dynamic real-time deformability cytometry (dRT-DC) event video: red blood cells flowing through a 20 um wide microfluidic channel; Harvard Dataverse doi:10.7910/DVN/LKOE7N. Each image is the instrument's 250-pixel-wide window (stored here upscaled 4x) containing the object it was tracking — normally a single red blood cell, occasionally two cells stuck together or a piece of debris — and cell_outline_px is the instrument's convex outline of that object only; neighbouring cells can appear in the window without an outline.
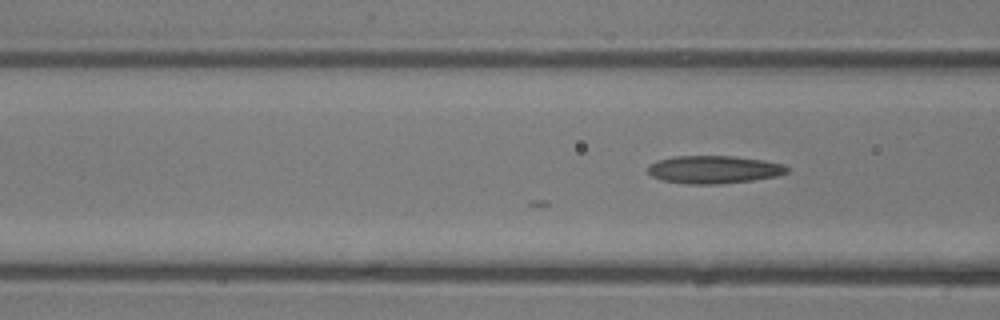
{"species": "common noctule bat (a hibernating species)", "species_latin": "Nyctalus noctula", "temperature_condition": "room temperature", "stored_images_in_passage": 17, "camera_frame_rate_fps": 3000, "um_per_image_px": 0.085, "animal": {"sex": "male", "body_mass_g": 13.3}, "frame": {"image": 1, "passage_image": 3, "time_ms": 0.667, "image_size_px": [1000, 320], "cell_outline_px": [[788, 172], [776, 176], [752, 180], [720, 184], [688, 184], [660, 180], [652, 176], [648, 172], [648, 164], [656, 160], [672, 156], [732, 156], [764, 160], [784, 164], [788, 168]], "centroid_in_image_um": [60.64, 14.41], "position_along_channel_um": 106.0, "area_um2": 22.72}}
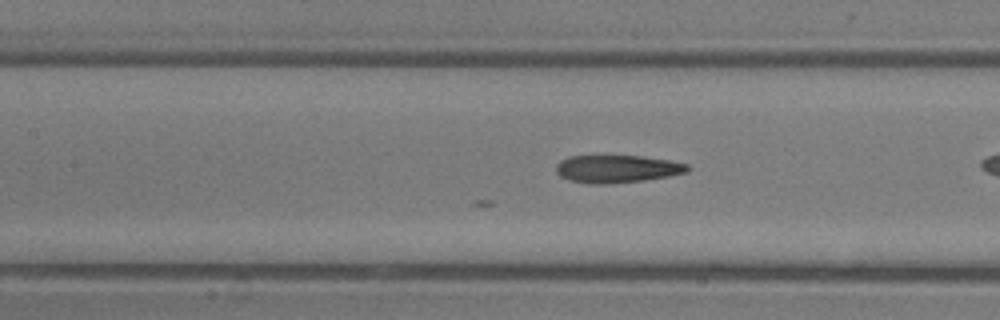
{"frame": {"image": 2, "passage_image": 6, "time_ms": 1.667, "image_size_px": [1000, 320], "cell_outline_px": [[692, 168], [688, 172], [668, 176], [644, 180], [608, 184], [588, 184], [568, 180], [560, 176], [556, 172], [556, 164], [560, 160], [568, 156], [644, 156], [672, 160], [688, 164]], "centroid_in_image_um": [52.46, 14.35], "position_along_channel_um": 154.9, "area_um2": 21.5}}